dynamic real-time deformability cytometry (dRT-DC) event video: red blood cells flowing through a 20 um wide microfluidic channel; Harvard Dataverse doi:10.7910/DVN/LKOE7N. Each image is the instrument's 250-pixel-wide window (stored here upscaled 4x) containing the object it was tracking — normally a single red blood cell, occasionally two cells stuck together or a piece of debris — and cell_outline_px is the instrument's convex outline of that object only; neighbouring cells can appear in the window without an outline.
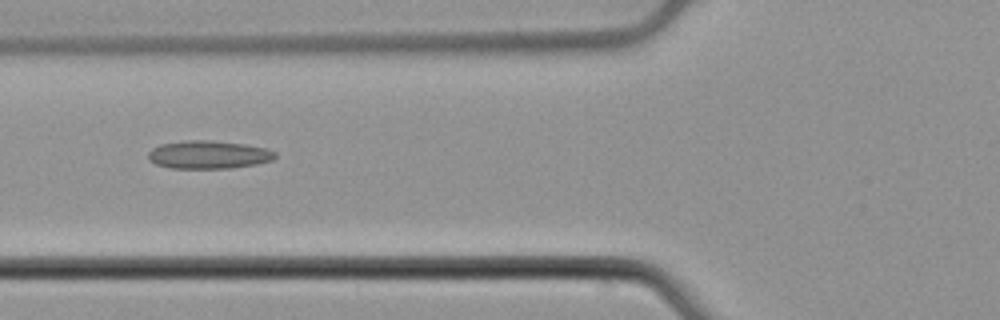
{"species": "common noctule bat (a hibernating species)", "species_latin": "Nyctalus noctula", "temperature_condition": "cold", "stored_images_in_passage": 6, "camera_frame_rate_fps": 3000, "um_per_image_px": 0.085, "animal": {"sex": "male", "body_mass_g": 21.5, "forearm_length_mm": 52.0}, "frame": {"image": 1, "passage_image": 6, "time_ms": 1.667, "image_size_px": [1000, 320], "cell_outline_px": [[276, 156], [272, 160], [256, 164], [232, 168], [172, 168], [156, 164], [148, 160], [148, 152], [152, 148], [160, 144], [188, 140], [208, 140], [244, 144], [268, 148], [276, 152]], "centroid_in_image_um": [17.73, 13.14], "position_along_channel_um": 108.1, "area_um2": 20.81}}